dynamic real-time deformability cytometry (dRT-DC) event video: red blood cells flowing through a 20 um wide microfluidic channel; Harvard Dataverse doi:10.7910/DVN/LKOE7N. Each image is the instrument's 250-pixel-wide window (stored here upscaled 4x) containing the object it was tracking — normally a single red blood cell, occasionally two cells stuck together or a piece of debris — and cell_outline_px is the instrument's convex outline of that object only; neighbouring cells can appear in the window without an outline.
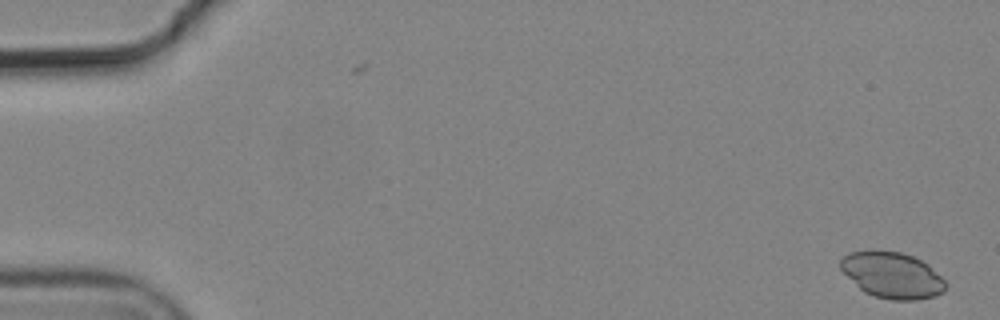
{"species": "common noctule bat (a hibernating species)", "species_latin": "Nyctalus noctula", "temperature_condition": "cold", "stored_images_in_passage": 2, "camera_frame_rate_fps": 3000, "um_per_image_px": 0.085, "animal": {"sex": "male", "body_mass_g": 19.2, "forearm_length_mm": 51.8}, "frame": {"image": 1, "passage_image": 2, "time_ms": 0.333, "image_size_px": [1000, 320], "cell_outline_px": [[944, 292], [936, 296], [916, 300], [892, 300], [872, 296], [864, 292], [840, 268], [840, 260], [848, 252], [900, 252], [912, 256], [928, 264], [944, 280]], "centroid_in_image_um": [75.85, 23.42], "position_along_channel_um": 9.2, "area_um2": 27.69}}